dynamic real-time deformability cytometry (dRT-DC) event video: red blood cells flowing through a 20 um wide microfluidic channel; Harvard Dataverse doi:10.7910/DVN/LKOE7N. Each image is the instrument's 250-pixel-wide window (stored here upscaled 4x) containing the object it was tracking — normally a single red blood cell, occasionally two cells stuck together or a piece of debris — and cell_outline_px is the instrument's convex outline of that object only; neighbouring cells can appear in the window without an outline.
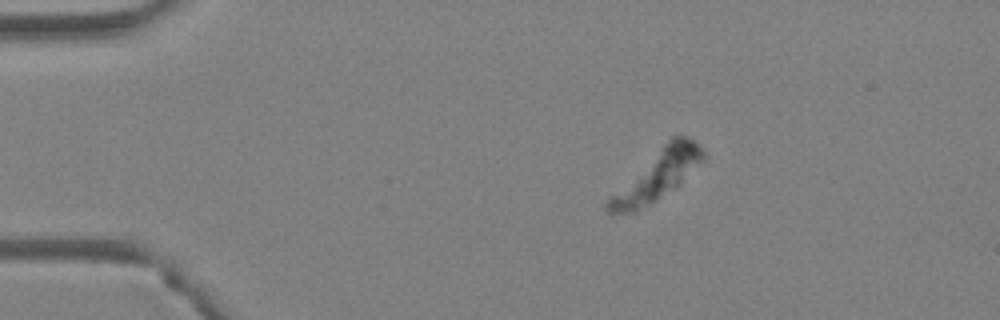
{"species": "Egyptian fruit bat (a non-hibernating species)", "species_latin": "Rousettus aegyptiacus", "temperature_condition": "warm", "stored_images_in_passage": 9, "camera_frame_rate_fps": 3000, "um_per_image_px": 0.085, "animal": {"sex": "female"}, "frame": {"image": 1, "passage_image": 4, "time_ms": 1.0, "image_size_px": [1000, 320], "cell_outline_px": [[704, 160], [680, 184], [656, 200], [636, 212], [612, 216], [604, 208], [604, 204], [672, 136], [684, 136], [692, 140], [704, 152]], "centroid_in_image_um": [55.85, 14.97], "position_along_channel_um": 29.2, "area_um2": 26.3}}
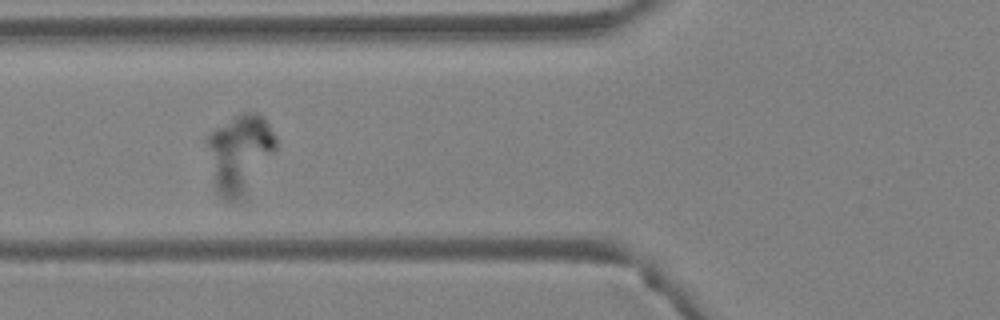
{"frame": {"image": 2, "passage_image": 8, "time_ms": 2.333, "image_size_px": [1000, 320], "cell_outline_px": [[276, 148], [248, 200], [240, 204], [236, 204], [224, 200], [212, 188], [204, 140], [216, 128], [240, 112], [256, 112], [264, 116], [276, 136]], "centroid_in_image_um": [20.35, 13.19], "position_along_channel_um": 105.5, "area_um2": 33.7}}
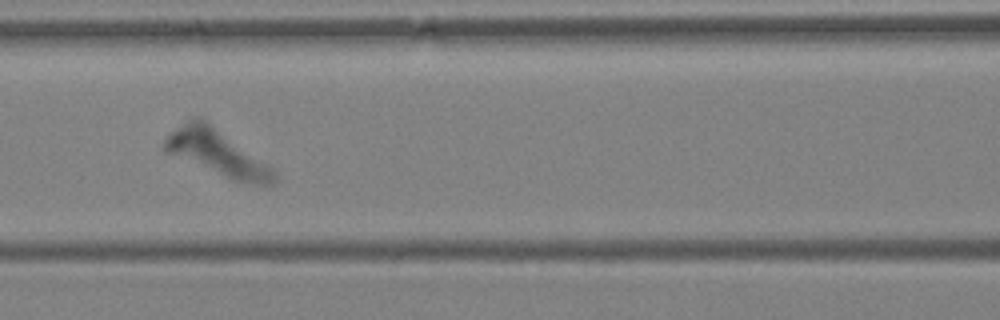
{"frame": {"image": 3, "passage_image": 9, "time_ms": 2.667, "image_size_px": [1000, 320], "cell_outline_px": [[276, 180], [272, 184], [256, 184], [232, 180], [164, 152], [160, 144], [176, 128], [188, 120], [200, 116], [272, 168], [276, 172]], "centroid_in_image_um": [18.4, 13.0], "position_along_channel_um": 148.2, "area_um2": 28.44}}